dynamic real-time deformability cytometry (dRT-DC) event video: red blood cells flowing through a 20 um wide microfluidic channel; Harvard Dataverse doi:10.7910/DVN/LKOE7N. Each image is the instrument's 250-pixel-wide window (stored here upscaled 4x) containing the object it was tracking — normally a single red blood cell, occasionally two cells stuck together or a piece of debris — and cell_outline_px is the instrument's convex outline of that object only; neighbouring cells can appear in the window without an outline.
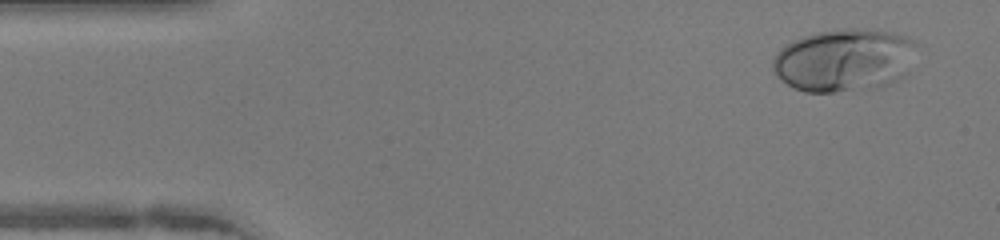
{"species": "human", "species_latin": "Homo sapiens", "temperature_condition": "warm", "stored_images_in_passage": 45, "camera_frame_rate_fps": 3000, "um_per_image_px": 0.085, "donor": {"sex": "female"}, "frame": {"image": 1, "passage_image": 2, "time_ms": 0.333, "image_size_px": [1000, 240], "cell_outline_px": [[920, 44], [908, 72], [900, 80], [876, 88], [836, 92], [804, 92], [780, 80], [772, 68], [772, 60], [776, 52], [780, 48], [792, 40], [816, 32], [844, 28], [868, 28], [892, 32], [908, 36]], "centroid_in_image_um": [71.81, 5.1], "position_along_channel_um": 13.2, "area_um2": 53.81}}
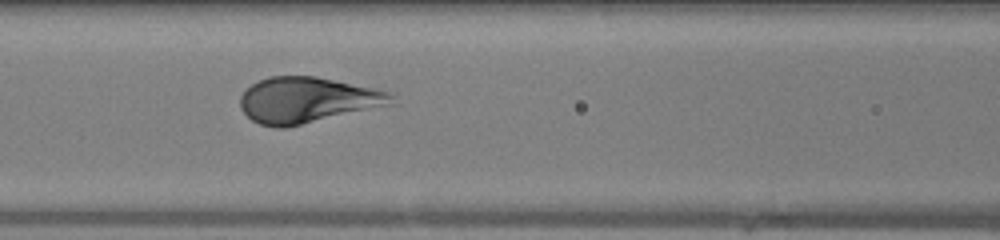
{"frame": {"image": 2, "passage_image": 18, "time_ms": 5.667, "image_size_px": [1000, 240], "cell_outline_px": [[392, 104], [284, 128], [276, 128], [260, 124], [252, 120], [240, 108], [240, 96], [252, 84], [268, 76], [316, 76], [392, 92]], "centroid_in_image_um": [26.08, 8.5], "position_along_channel_um": 140.5, "area_um2": 39.88}}
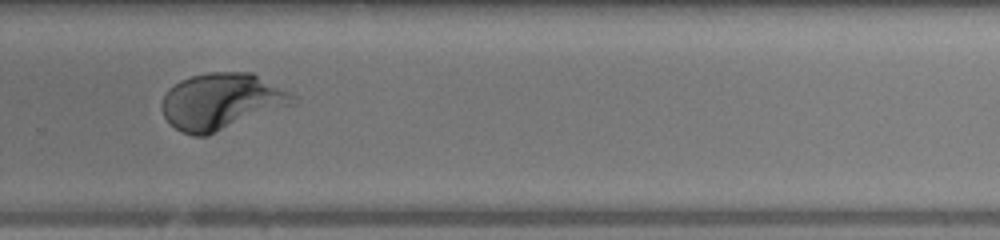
{"frame": {"image": 3, "passage_image": 30, "time_ms": 9.667, "image_size_px": [1000, 240], "cell_outline_px": [[296, 104], [208, 136], [192, 136], [180, 132], [164, 116], [160, 108], [160, 104], [168, 88], [180, 80], [192, 76], [208, 72], [252, 72], [292, 92], [296, 96]], "centroid_in_image_um": [18.85, 8.63], "position_along_channel_um": 310.9, "area_um2": 43.75}, "authors_computed_cell_mechanics": {"area_um2": 42.2518, "velocity_mm_per_s": 4.2756, "shape_relaxation_time_tau1_ms": 2.9014, "shape_relaxation_time_tau2_ms": null, "deformation_change_tau1": 0.2185, "deformation_change_tau2": null}}